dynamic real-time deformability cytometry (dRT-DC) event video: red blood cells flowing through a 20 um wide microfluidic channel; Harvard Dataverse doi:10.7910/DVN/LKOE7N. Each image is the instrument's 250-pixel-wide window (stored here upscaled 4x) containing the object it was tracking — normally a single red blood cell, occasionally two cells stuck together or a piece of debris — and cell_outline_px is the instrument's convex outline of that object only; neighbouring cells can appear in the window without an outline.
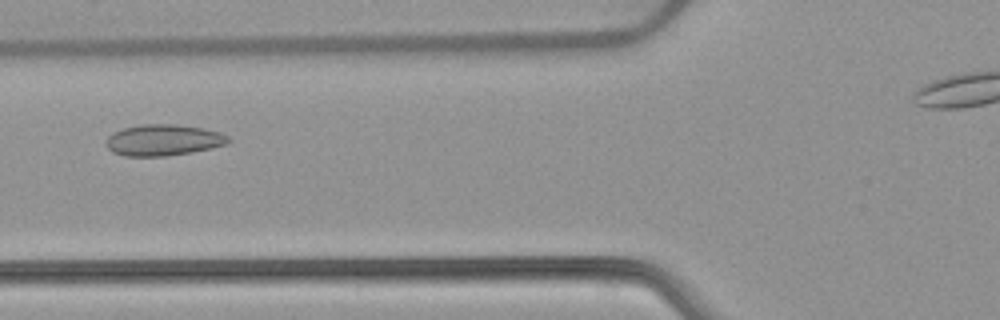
{"species": "common noctule bat (a hibernating species)", "species_latin": "Nyctalus noctula", "temperature_condition": "warm", "stored_images_in_passage": 44, "camera_frame_rate_fps": 3000, "um_per_image_px": 0.085, "animal": {"sex": "female", "body_mass_g": 22.7, "forearm_length_mm": 54.2}, "frame": {"image": 1, "passage_image": 17, "time_ms": 5.333, "image_size_px": [1000, 320], "cell_outline_px": [[232, 140], [228, 144], [212, 148], [192, 152], [168, 156], [124, 156], [112, 152], [104, 144], [108, 136], [124, 128], [140, 124], [176, 124], [204, 128], [220, 132], [228, 136]], "centroid_in_image_um": [13.91, 11.91], "position_along_channel_um": 111.9, "area_um2": 22.48}}
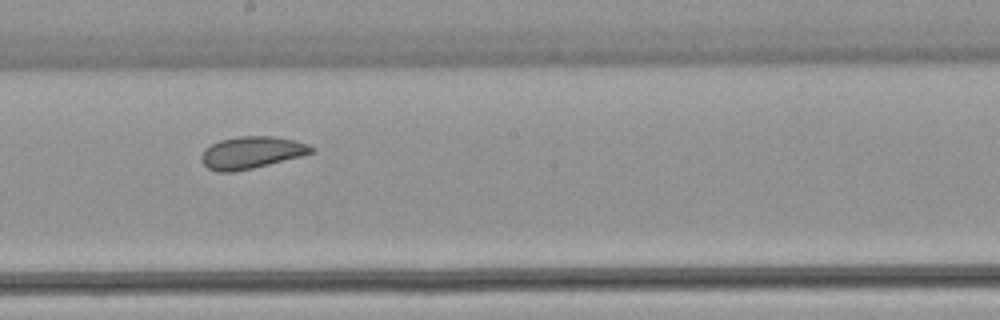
{"frame": {"image": 2, "passage_image": 26, "time_ms": 8.333, "image_size_px": [1000, 320], "cell_outline_px": [[316, 152], [236, 172], [216, 172], [208, 168], [200, 160], [200, 156], [204, 148], [220, 140], [240, 136], [276, 136], [308, 144], [316, 148]], "centroid_in_image_um": [21.36, 12.97], "position_along_channel_um": 226.8, "area_um2": 20.63}}
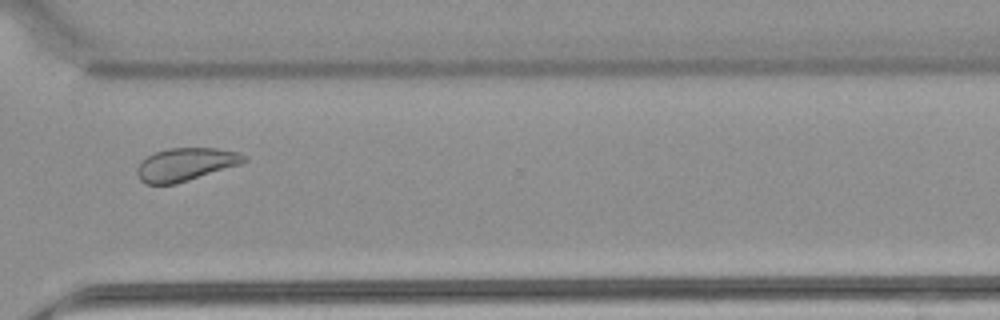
{"frame": {"image": 3, "passage_image": 36, "time_ms": 11.667, "image_size_px": [1000, 320], "cell_outline_px": [[248, 160], [240, 164], [176, 184], [144, 184], [140, 180], [136, 172], [136, 168], [148, 156], [156, 152], [168, 148], [216, 148], [240, 152], [248, 156]], "centroid_in_image_um": [15.8, 13.97], "position_along_channel_um": 354.8, "area_um2": 20.52}, "authors_computed_cell_mechanics": {"area_um2": 21.9062, "velocity_mm_per_s": 3.8395, "shape_relaxation_time_tau1_ms": null, "shape_relaxation_time_tau2_ms": 2.3478, "deformation_change_tau1": null, "deformation_change_tau2": 0.0855}}